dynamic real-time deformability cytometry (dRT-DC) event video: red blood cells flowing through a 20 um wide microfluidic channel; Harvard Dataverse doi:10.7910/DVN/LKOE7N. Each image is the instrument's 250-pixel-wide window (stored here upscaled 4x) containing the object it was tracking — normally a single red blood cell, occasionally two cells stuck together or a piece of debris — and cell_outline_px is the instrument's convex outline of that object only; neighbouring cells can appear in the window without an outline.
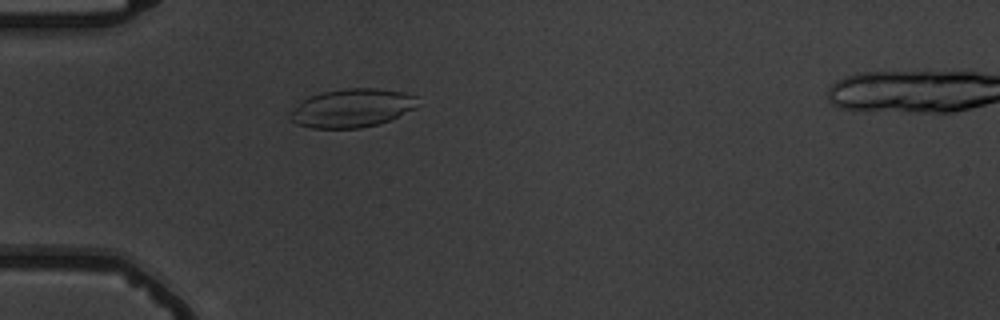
{"species": "common noctule bat (a hibernating species)", "species_latin": "Nyctalus noctula", "temperature_condition": "warm", "stored_images_in_passage": 7, "camera_frame_rate_fps": 3000, "um_per_image_px": 0.085, "animal": {"sex": "male", "body_mass_g": 19.5, "forearm_length_mm": 54.6}, "frame": {"image": 1, "passage_image": 6, "time_ms": 5.667, "image_size_px": [1000, 320], "cell_outline_px": [[420, 104], [416, 108], [380, 124], [360, 128], [312, 128], [296, 124], [288, 120], [288, 112], [308, 96], [320, 92], [344, 88], [376, 88], [404, 92], [420, 96]], "centroid_in_image_um": [29.93, 9.18], "position_along_channel_um": 55.1, "area_um2": 29.25}}